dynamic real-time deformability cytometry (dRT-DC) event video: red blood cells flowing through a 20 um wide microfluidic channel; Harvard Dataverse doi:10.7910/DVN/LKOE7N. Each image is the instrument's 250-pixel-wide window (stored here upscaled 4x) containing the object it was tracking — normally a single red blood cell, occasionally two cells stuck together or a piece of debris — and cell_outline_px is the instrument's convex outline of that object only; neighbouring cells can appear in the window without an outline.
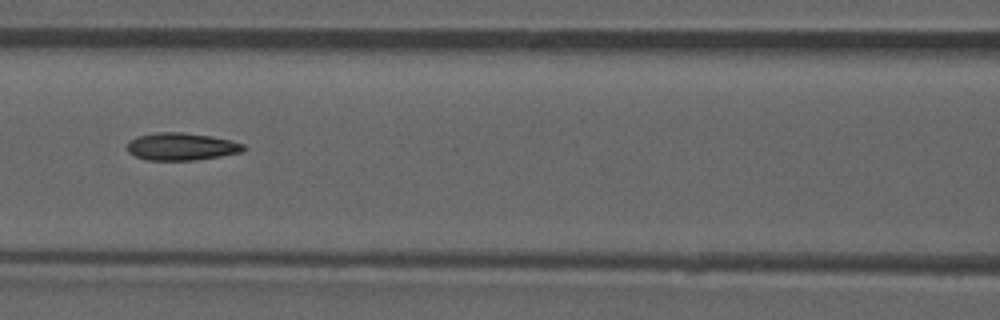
{"species": "common noctule bat (a hibernating species)", "species_latin": "Nyctalus noctula", "temperature_condition": "room temperature", "stored_images_in_passage": 41, "camera_frame_rate_fps": 3000, "um_per_image_px": 0.085, "animal": {"sex": "male", "forearm_length_mm": 52.5}, "frame": {"image": 1, "passage_image": 18, "time_ms": 5.667, "image_size_px": [1000, 320], "cell_outline_px": [[244, 148], [240, 152], [220, 156], [196, 160], [144, 160], [128, 152], [128, 140], [136, 136], [156, 132], [184, 132], [212, 136], [244, 144]], "centroid_in_image_um": [15.36, 12.45], "position_along_channel_um": 151.2, "area_um2": 18.61}, "authors_computed_cell_mechanics": {"area_um2": 18.3804, "velocity_mm_per_s": 3.9321, "shape_relaxation_time_tau1_ms": 8.8091, "shape_relaxation_time_tau2_ms": 3.2167, "deformation_change_tau1": 0.212, "deformation_change_tau2": 0.1215}}